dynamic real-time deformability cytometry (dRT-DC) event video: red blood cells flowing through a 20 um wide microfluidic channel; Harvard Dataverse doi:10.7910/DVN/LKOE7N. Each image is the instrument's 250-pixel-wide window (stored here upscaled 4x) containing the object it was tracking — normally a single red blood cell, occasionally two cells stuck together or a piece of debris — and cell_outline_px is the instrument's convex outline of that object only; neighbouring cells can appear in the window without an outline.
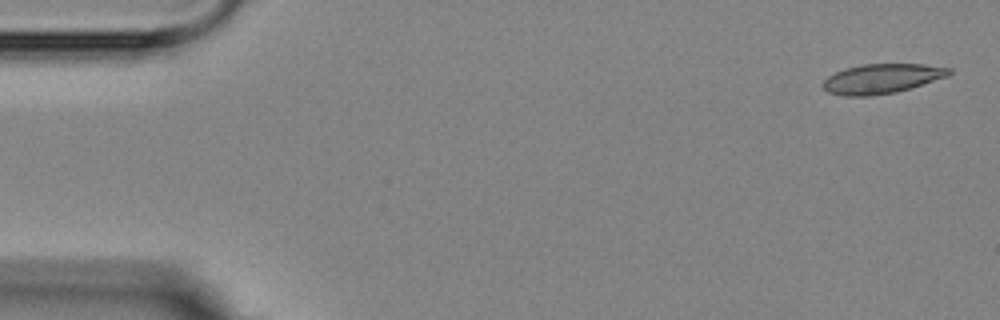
{"species": "Egyptian fruit bat (a non-hibernating species)", "species_latin": "Rousettus aegyptiacus", "temperature_condition": "room temperature", "stored_images_in_passage": 4, "camera_frame_rate_fps": 3000, "um_per_image_px": 0.085, "animal": {"sex": "female"}, "frame": {"image": 1, "passage_image": 1, "time_ms": 0.0, "image_size_px": [1000, 320], "cell_outline_px": [[952, 72], [948, 76], [896, 92], [872, 96], [844, 96], [828, 92], [820, 84], [828, 76], [844, 68], [864, 64], [924, 64], [952, 68]], "centroid_in_image_um": [74.93, 6.68], "position_along_channel_um": 10.1, "area_um2": 21.79}}
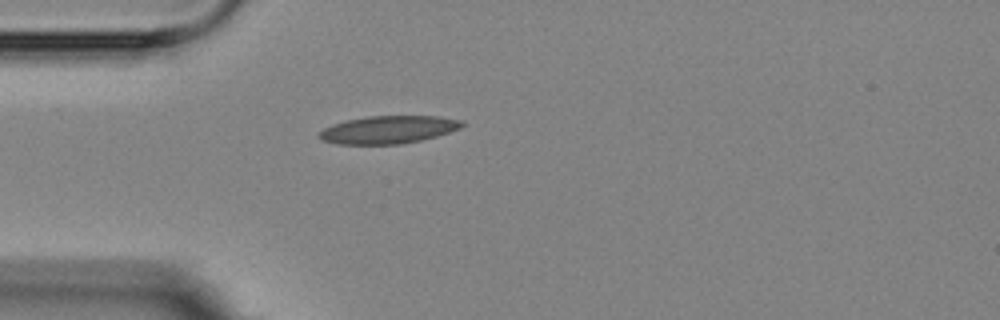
{"frame": {"image": 2, "passage_image": 4, "time_ms": 4.333, "image_size_px": [1000, 320], "cell_outline_px": [[464, 124], [460, 128], [436, 136], [420, 140], [400, 144], [336, 144], [324, 140], [316, 136], [316, 132], [332, 124], [344, 120], [368, 116], [440, 116], [464, 120]], "centroid_in_image_um": [32.97, 11.01], "position_along_channel_um": 52.0, "area_um2": 23.24}}